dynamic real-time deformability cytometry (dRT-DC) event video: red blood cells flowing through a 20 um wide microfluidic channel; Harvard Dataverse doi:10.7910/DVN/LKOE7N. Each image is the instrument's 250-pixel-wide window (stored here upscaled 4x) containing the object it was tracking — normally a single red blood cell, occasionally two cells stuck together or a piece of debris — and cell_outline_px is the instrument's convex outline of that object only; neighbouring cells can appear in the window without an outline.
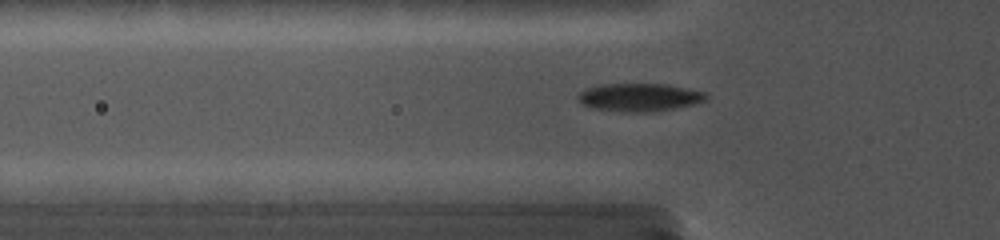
{"species": "common noctule bat (a hibernating species)", "species_latin": "Nyctalus noctula", "temperature_condition": "cold", "stored_images_in_passage": 7, "camera_frame_rate_fps": 5000, "um_per_image_px": 0.085, "animal": {"sex": "female", "body_mass_g": 19.0, "forearm_length_mm": 56.7}, "frame": {"image": 1, "passage_image": 4, "time_ms": 1.0, "image_size_px": [1000, 240], "cell_outline_px": [[616, 148], [528, 152], [488, 152], [468, 148], [468, 144], [488, 140], [604, 140], [616, 144]], "centroid_in_image_um": [45.83, 12.37], "position_along_channel_um": 80.0, "area_um2": 10.81}}